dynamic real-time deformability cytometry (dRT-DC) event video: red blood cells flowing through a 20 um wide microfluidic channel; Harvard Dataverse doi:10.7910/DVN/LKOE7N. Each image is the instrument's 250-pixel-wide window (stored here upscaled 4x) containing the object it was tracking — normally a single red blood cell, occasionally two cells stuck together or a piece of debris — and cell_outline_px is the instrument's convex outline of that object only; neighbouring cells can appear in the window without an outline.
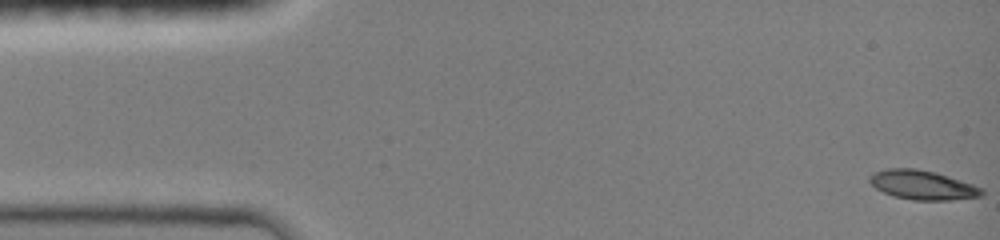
{"species": "common noctule bat (a hibernating species)", "species_latin": "Nyctalus noctula", "temperature_condition": "room temperature", "stored_images_in_passage": 59, "camera_frame_rate_fps": 3000, "um_per_image_px": 0.085, "animal": {"sex": "female", "body_mass_g": 19.0, "forearm_length_mm": 51.5}, "frame": {"image": 1, "passage_image": 1, "time_ms": 0.0, "image_size_px": [1000, 240], "cell_outline_px": [[984, 192], [980, 196], [948, 200], [916, 200], [892, 196], [876, 188], [868, 180], [876, 172], [888, 168], [912, 168], [932, 172], [972, 184], [980, 188]], "centroid_in_image_um": [78.38, 15.73], "position_along_channel_um": 6.6, "area_um2": 18.5}}
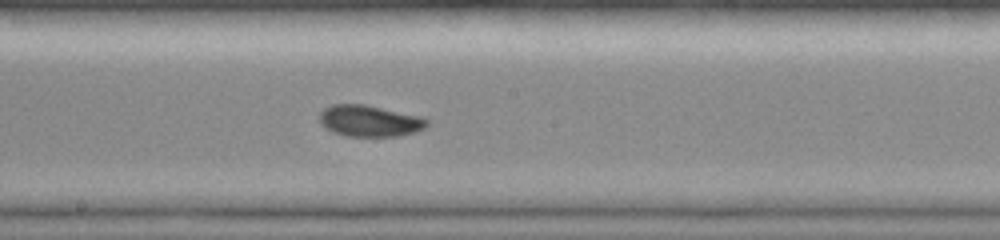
{"frame": {"image": 2, "passage_image": 34, "time_ms": 8.0, "image_size_px": [1000, 240], "cell_outline_px": [[428, 124], [424, 128], [412, 132], [396, 136], [348, 136], [332, 132], [324, 128], [320, 124], [320, 112], [324, 108], [332, 104], [364, 104], [420, 116], [428, 120]], "centroid_in_image_um": [31.36, 10.27], "position_along_channel_um": 216.8, "area_um2": 19.54}}
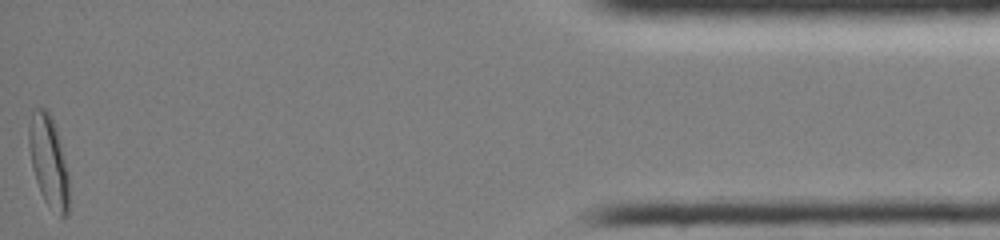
{"frame": {"image": 3, "passage_image": 59, "time_ms": 15.0, "image_size_px": [1000, 240], "cell_outline_px": [[68, 216], [64, 220], [60, 220], [44, 200], [40, 192], [32, 168], [28, 144], [28, 128], [32, 112], [36, 108], [44, 108], [48, 112], [56, 128], [68, 172]], "centroid_in_image_um": [4.13, 13.79], "position_along_channel_um": 431.1, "area_um2": 21.5}, "authors_computed_cell_mechanics": {"area_um2": 19.074, "velocity_mm_per_s": 4.1788, "shape_relaxation_time_tau1_ms": 3.7649, "shape_relaxation_time_tau2_ms": 2.7591, "deformation_change_tau1": 0.1563, "deformation_change_tau2": 0.0495}}